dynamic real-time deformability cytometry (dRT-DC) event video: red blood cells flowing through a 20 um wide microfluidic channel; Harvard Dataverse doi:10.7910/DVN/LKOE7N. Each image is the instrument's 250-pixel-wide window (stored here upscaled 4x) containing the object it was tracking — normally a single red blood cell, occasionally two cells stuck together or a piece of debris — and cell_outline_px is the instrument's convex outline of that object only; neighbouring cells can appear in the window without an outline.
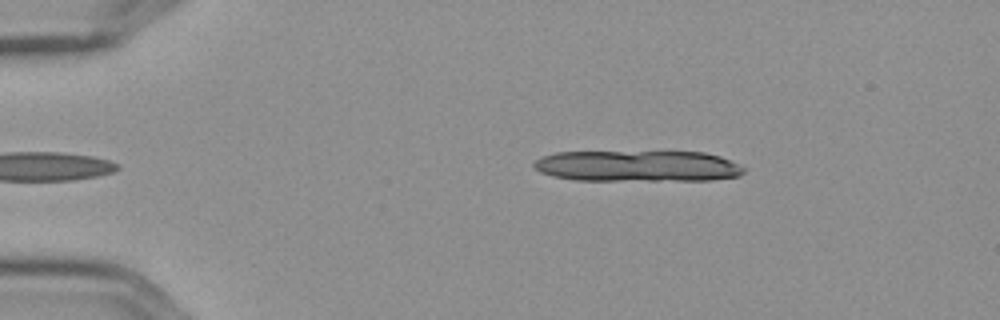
{"species": "Egyptian fruit bat (a non-hibernating species)", "species_latin": "Rousettus aegyptiacus", "temperature_condition": "cold", "stored_images_in_passage": 2, "camera_frame_rate_fps": 3000, "um_per_image_px": 0.085, "frame": {"image": 1, "passage_image": 2, "time_ms": 0.333, "image_size_px": [1000, 320], "cell_outline_px": [[744, 172], [740, 176], [712, 180], [576, 180], [552, 176], [540, 172], [532, 164], [540, 156], [556, 152], [704, 152], [720, 156], [740, 164], [744, 168]], "centroid_in_image_um": [54.21, 14.11], "position_along_channel_um": 30.8, "area_um2": 38.26}}